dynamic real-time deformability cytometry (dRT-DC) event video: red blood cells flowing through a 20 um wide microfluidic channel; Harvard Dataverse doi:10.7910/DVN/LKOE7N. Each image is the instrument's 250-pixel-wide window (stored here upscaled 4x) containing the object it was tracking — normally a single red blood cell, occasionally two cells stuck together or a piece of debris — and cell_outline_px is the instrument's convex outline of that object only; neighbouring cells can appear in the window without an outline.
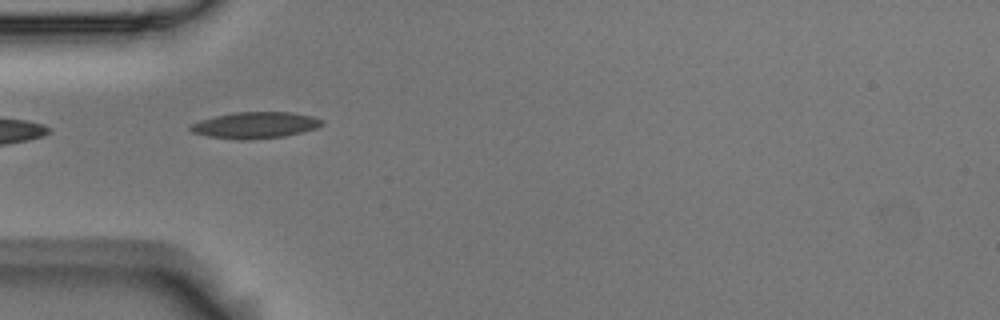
{"species": "Egyptian fruit bat (a non-hibernating species)", "species_latin": "Rousettus aegyptiacus", "temperature_condition": "room temperature", "stored_images_in_passage": 8, "segment_of_instrument_passage": [2, 2], "camera_frame_rate_fps": 3000, "um_per_image_px": 0.085, "animal": {"sex": "male"}, "frame": {"image": 1, "passage_image": 5, "time_ms": 1.333, "image_size_px": [1000, 320], "cell_outline_px": [[324, 124], [316, 128], [284, 136], [244, 140], [240, 140], [208, 136], [192, 132], [188, 128], [192, 124], [200, 120], [232, 112], [288, 112], [312, 116], [324, 120]], "centroid_in_image_um": [21.69, 10.63], "position_along_channel_um": 63.3, "area_um2": 20.06}}
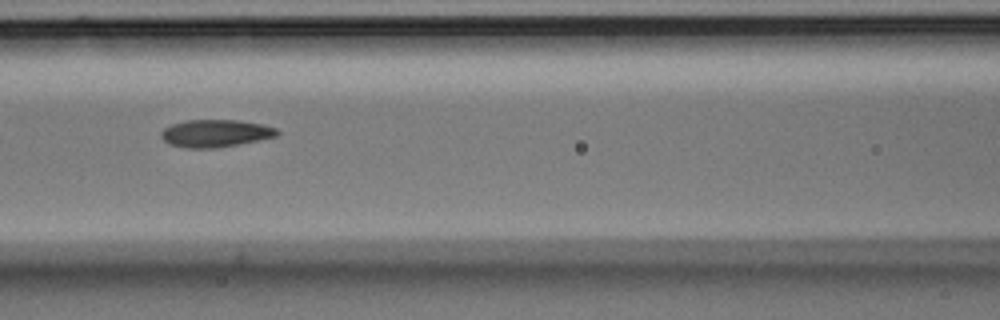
{"frame": {"image": 2, "passage_image": 7, "time_ms": 2.0, "image_size_px": [1000, 320], "cell_outline_px": [[280, 132], [276, 136], [216, 148], [188, 148], [168, 144], [160, 136], [160, 132], [164, 128], [172, 124], [184, 120], [236, 120], [264, 124], [276, 128]], "centroid_in_image_um": [18.28, 11.32], "position_along_channel_um": 148.3, "area_um2": 18.5}}
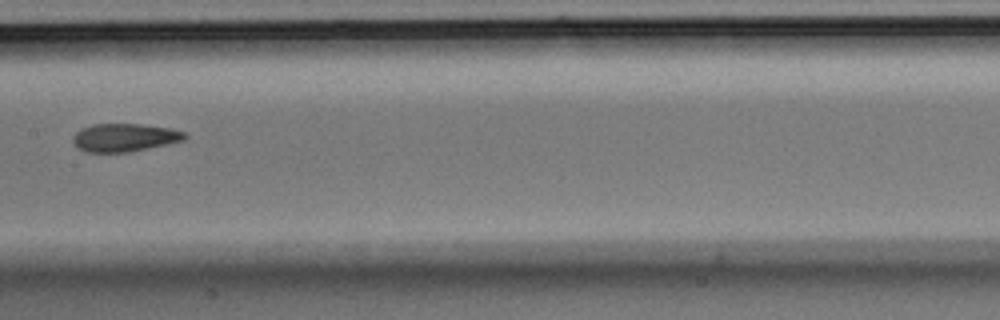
{"frame": {"image": 3, "passage_image": 8, "time_ms": 2.333, "image_size_px": [1000, 320], "cell_outline_px": [[188, 136], [184, 140], [148, 148], [128, 152], [84, 152], [76, 148], [72, 140], [72, 136], [76, 132], [92, 124], [140, 124], [172, 128], [184, 132]], "centroid_in_image_um": [10.56, 11.69], "position_along_channel_um": 196.8, "area_um2": 18.32}}